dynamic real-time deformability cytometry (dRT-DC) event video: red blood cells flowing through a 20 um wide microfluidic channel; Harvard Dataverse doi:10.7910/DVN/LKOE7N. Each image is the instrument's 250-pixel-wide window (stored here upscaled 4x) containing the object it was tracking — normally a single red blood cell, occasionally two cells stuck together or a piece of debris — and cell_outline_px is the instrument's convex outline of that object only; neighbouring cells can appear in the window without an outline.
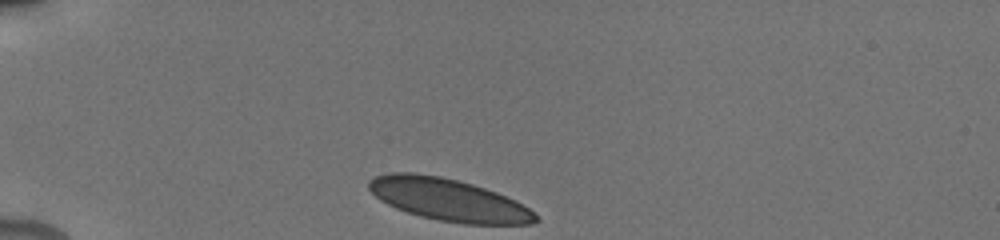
{"species": "human", "species_latin": "Homo sapiens", "temperature_condition": "cold", "stored_images_in_passage": 6, "camera_frame_rate_fps": 3000, "um_per_image_px": 0.085, "donor": {"sex": "male"}, "frame": {"image": 1, "passage_image": 1, "time_ms": 0.0, "image_size_px": [1000, 240], "cell_outline_px": [[540, 220], [532, 224], [464, 224], [440, 220], [420, 216], [396, 208], [380, 200], [368, 188], [368, 180], [376, 176], [388, 172], [412, 172], [440, 176], [472, 184], [496, 192], [516, 200], [528, 208]], "centroid_in_image_um": [38.11, 16.97], "position_along_channel_um": 46.9, "area_um2": 40.86}}